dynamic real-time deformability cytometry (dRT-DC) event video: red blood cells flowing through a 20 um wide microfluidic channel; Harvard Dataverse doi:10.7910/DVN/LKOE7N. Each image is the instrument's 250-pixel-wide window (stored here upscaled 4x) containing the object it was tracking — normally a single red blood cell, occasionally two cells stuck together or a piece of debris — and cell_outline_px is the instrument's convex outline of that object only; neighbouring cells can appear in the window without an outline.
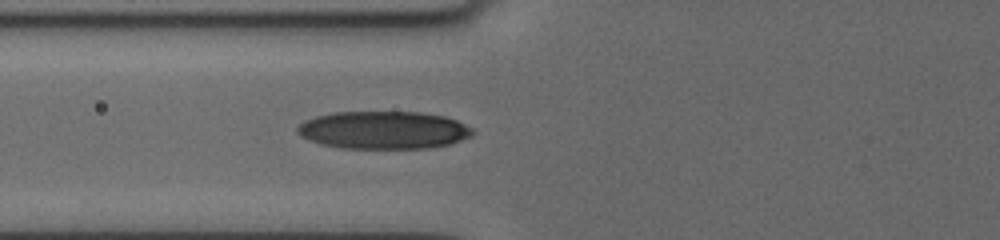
{"species": "human", "species_latin": "Homo sapiens", "temperature_condition": "cold", "stored_images_in_passage": 3, "camera_frame_rate_fps": 3000, "um_per_image_px": 0.085, "donor": {"sex": "female"}, "frame": {"image": 1, "passage_image": 3, "time_ms": 3.0, "image_size_px": [1000, 240], "cell_outline_px": [[476, 132], [472, 136], [448, 144], [428, 148], [340, 148], [320, 144], [300, 136], [296, 132], [296, 128], [304, 120], [316, 116], [332, 112], [420, 112], [444, 116], [456, 120], [472, 128]], "centroid_in_image_um": [32.58, 11.05], "position_along_channel_um": 93.2, "area_um2": 38.67}}